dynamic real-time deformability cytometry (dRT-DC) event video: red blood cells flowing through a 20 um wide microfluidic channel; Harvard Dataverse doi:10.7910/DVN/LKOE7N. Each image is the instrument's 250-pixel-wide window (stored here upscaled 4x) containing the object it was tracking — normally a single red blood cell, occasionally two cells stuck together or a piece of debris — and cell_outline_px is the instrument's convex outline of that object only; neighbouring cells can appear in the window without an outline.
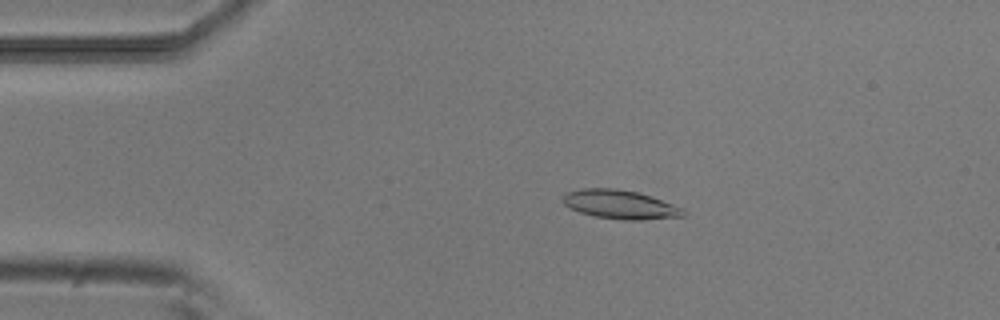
{"species": "common noctule bat (a hibernating species)", "species_latin": "Nyctalus noctula", "temperature_condition": "room temperature", "stored_images_in_passage": 52, "camera_frame_rate_fps": 3000, "um_per_image_px": 0.085, "animal": {"sex": "male", "body_mass_g": 20.5, "forearm_length_mm": 52.5}, "frame": {"image": 1, "passage_image": 10, "time_ms": 3.0, "image_size_px": [1000, 320], "cell_outline_px": [[684, 216], [640, 220], [624, 220], [596, 216], [580, 212], [564, 204], [560, 200], [564, 192], [580, 188], [616, 188], [636, 192], [652, 196], [684, 208]], "centroid_in_image_um": [52.68, 17.36], "position_along_channel_um": 32.3, "area_um2": 20.35}}
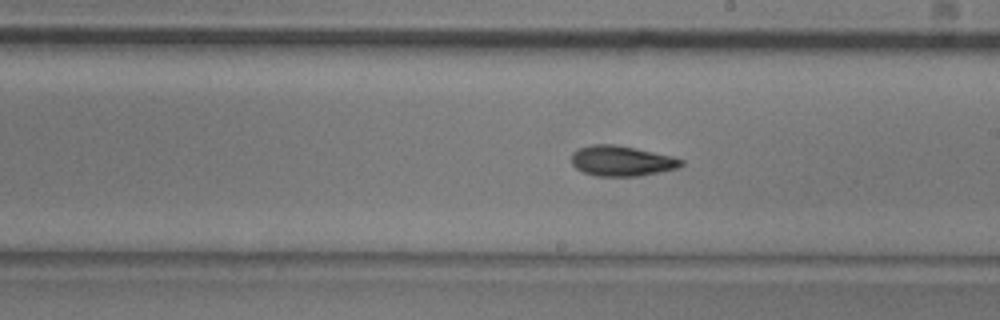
{"frame": {"image": 2, "passage_image": 29, "time_ms": 9.333, "image_size_px": [1000, 320], "cell_outline_px": [[684, 164], [676, 168], [640, 176], [596, 176], [584, 172], [576, 168], [572, 164], [572, 152], [580, 148], [592, 144], [612, 144], [636, 148], [672, 156], [684, 160]], "centroid_in_image_um": [52.83, 13.67], "position_along_channel_um": 236.2, "area_um2": 19.31}}
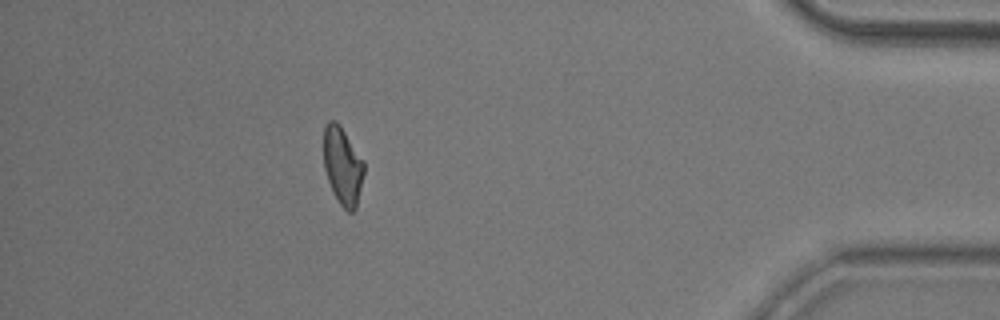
{"frame": {"image": 3, "passage_image": 46, "time_ms": 15.0, "image_size_px": [1000, 320], "cell_outline_px": [[364, 172], [356, 208], [352, 212], [348, 212], [340, 204], [328, 180], [324, 168], [324, 128], [328, 120], [336, 120], [340, 124], [364, 160]], "centroid_in_image_um": [29.13, 14.05], "position_along_channel_um": 406.1, "area_um2": 18.21}, "authors_computed_cell_mechanics": {"area_um2": 19.0451, "velocity_mm_per_s": 3.882, "shape_relaxation_time_tau1_ms": 5.8184, "shape_relaxation_time_tau2_ms": 3.4989, "deformation_change_tau1": 0.1717, "deformation_change_tau2": 0.1001}}